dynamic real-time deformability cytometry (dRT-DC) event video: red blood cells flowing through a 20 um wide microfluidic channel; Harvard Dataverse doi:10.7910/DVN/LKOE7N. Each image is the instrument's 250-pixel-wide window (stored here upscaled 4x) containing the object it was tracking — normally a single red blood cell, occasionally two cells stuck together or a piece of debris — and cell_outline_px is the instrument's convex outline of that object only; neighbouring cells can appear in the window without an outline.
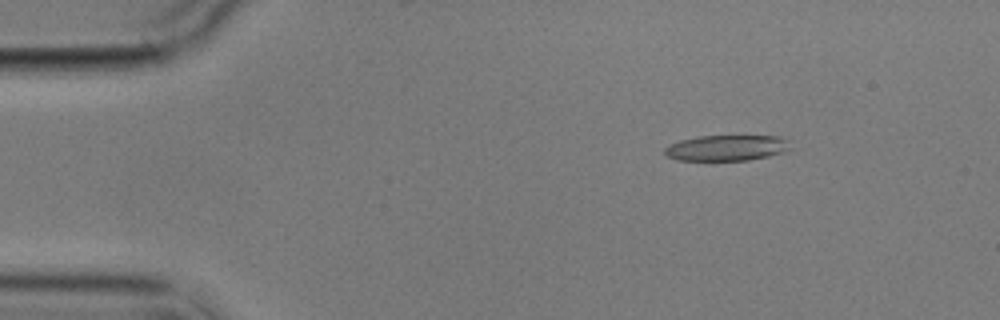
{"species": "common noctule bat (a hibernating species)", "species_latin": "Nyctalus noctula", "temperature_condition": "cold", "stored_images_in_passage": 5, "segment_of_instrument_passage": [1, 2], "camera_frame_rate_fps": 3000, "um_per_image_px": 0.085, "animal": {"sex": "male", "body_mass_g": 17.9}, "frame": {"image": 1, "passage_image": 3, "time_ms": 2.333, "image_size_px": [1000, 320], "cell_outline_px": [[796, 148], [784, 152], [768, 156], [748, 160], [676, 160], [668, 156], [664, 152], [664, 148], [668, 144], [680, 140], [700, 136], [780, 136], [788, 140]], "centroid_in_image_um": [61.82, 12.56], "position_along_channel_um": 23.2, "area_um2": 19.07}}